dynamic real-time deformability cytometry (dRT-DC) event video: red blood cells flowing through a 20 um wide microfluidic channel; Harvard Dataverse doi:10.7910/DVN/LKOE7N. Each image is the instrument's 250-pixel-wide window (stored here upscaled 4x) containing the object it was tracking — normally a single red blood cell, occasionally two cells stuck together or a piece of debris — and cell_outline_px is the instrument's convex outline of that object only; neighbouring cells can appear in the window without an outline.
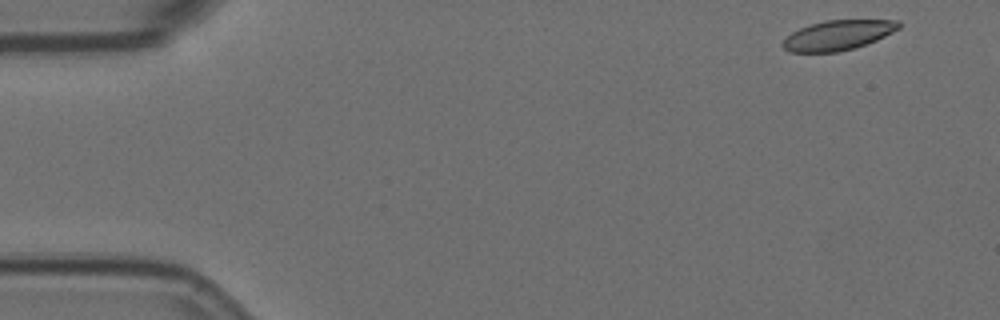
{"species": "Egyptian fruit bat (a non-hibernating species)", "species_latin": "Rousettus aegyptiacus", "temperature_condition": "room temperature", "stored_images_in_passage": 5, "camera_frame_rate_fps": 3000, "um_per_image_px": 0.085, "animal": {"sex": "female"}, "frame": {"image": 1, "passage_image": 1, "time_ms": 0.0, "image_size_px": [1000, 320], "cell_outline_px": [[900, 28], [876, 40], [852, 48], [836, 52], [788, 52], [780, 44], [792, 32], [800, 28], [824, 20], [900, 20]], "centroid_in_image_um": [71.21, 2.99], "position_along_channel_um": 13.8, "area_um2": 19.94}}